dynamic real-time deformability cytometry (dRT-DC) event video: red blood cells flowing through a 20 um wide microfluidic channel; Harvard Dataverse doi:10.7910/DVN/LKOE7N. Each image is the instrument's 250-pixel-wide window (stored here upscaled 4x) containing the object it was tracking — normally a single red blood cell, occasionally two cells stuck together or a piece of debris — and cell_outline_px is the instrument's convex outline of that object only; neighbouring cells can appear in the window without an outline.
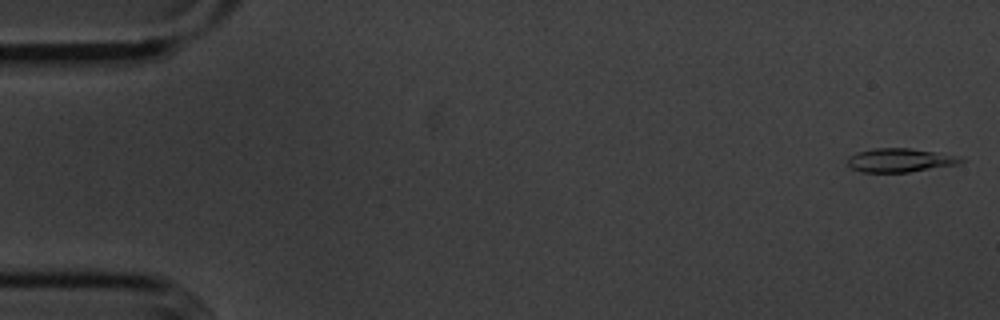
{"species": "common noctule bat (a hibernating species)", "species_latin": "Nyctalus noctula", "temperature_condition": "cold", "stored_images_in_passage": 16, "camera_frame_rate_fps": 3000, "um_per_image_px": 0.085, "animal": {"sex": "male", "body_mass_g": 20.1, "forearm_length_mm": 53.5}, "frame": {"image": 1, "passage_image": 1, "time_ms": 0.0, "image_size_px": [1000, 320], "cell_outline_px": [[964, 160], [960, 164], [908, 172], [860, 172], [852, 168], [848, 164], [848, 156], [856, 152], [872, 148], [908, 148], [960, 156]], "centroid_in_image_um": [76.48, 13.62], "position_along_channel_um": 8.5, "area_um2": 15.66}}
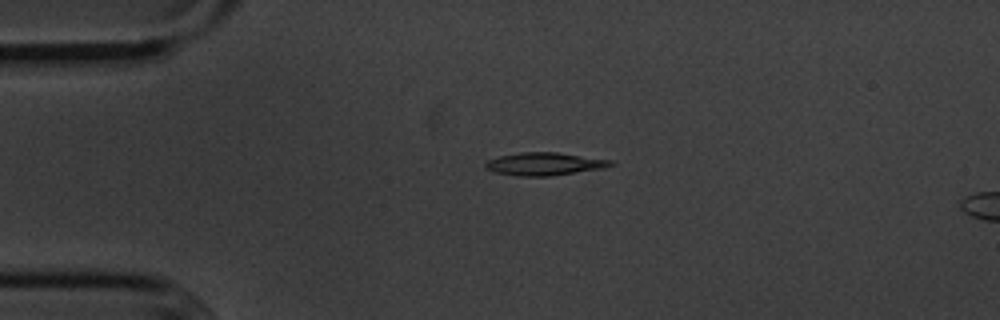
{"frame": {"image": 2, "passage_image": 12, "time_ms": 3.667, "image_size_px": [1000, 320], "cell_outline_px": [[616, 164], [604, 168], [552, 176], [516, 176], [496, 172], [484, 168], [484, 164], [488, 160], [500, 156], [520, 152], [556, 152], [612, 160]], "centroid_in_image_um": [46.29, 13.94], "position_along_channel_um": 38.7, "area_um2": 16.7}}